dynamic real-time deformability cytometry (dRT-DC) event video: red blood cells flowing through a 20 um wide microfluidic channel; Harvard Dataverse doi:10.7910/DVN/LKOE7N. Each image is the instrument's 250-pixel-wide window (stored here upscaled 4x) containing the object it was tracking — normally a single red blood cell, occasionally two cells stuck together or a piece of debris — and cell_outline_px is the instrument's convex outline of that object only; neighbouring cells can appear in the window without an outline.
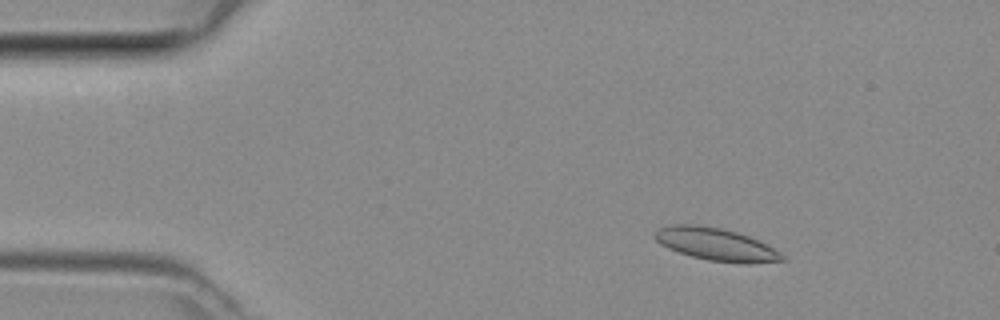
{"species": "common noctule bat (a hibernating species)", "species_latin": "Nyctalus noctula", "temperature_condition": "room temperature", "stored_images_in_passage": 45, "camera_frame_rate_fps": 3000, "um_per_image_px": 0.085, "animal": {"sex": "female", "body_mass_g": 29.2, "forearm_length_mm": 56.3}, "frame": {"image": 1, "passage_image": 7, "time_ms": 2.0, "image_size_px": [1000, 320], "cell_outline_px": [[788, 260], [748, 264], [744, 264], [708, 260], [692, 256], [668, 248], [660, 244], [652, 236], [660, 228], [672, 224], [696, 224], [720, 228], [736, 232], [748, 236], [780, 252]], "centroid_in_image_um": [60.85, 20.77], "position_along_channel_um": 24.2, "area_um2": 23.99}}
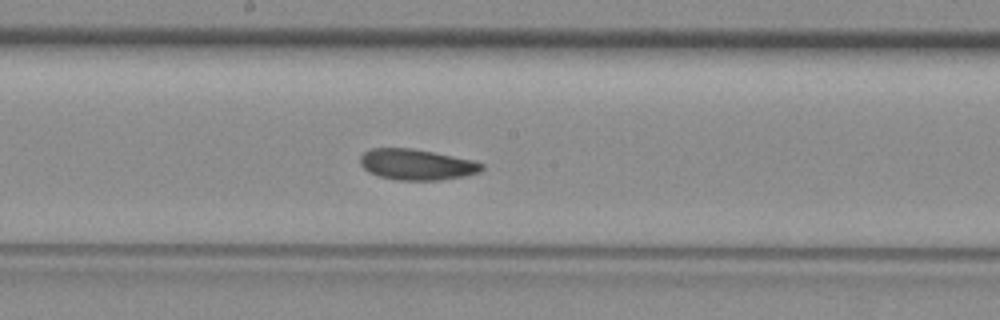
{"frame": {"image": 2, "passage_image": 25, "time_ms": 8.0, "image_size_px": [1000, 320], "cell_outline_px": [[484, 168], [480, 172], [464, 176], [440, 180], [396, 180], [380, 176], [368, 172], [360, 164], [360, 156], [368, 148], [412, 148], [472, 160], [484, 164]], "centroid_in_image_um": [35.39, 13.98], "position_along_channel_um": 212.8, "area_um2": 21.85}}
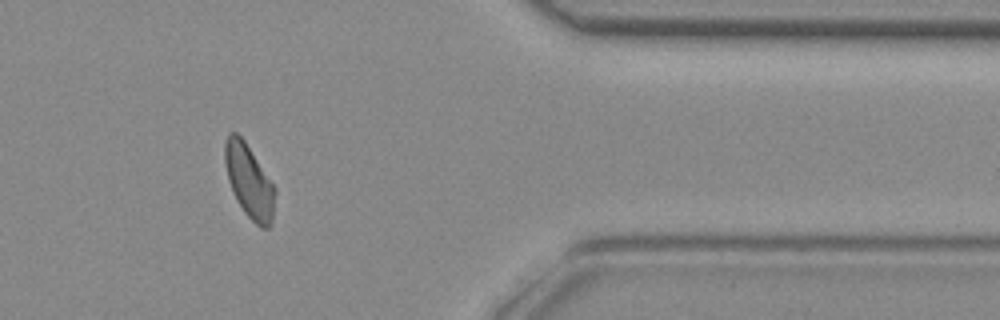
{"frame": {"image": 3, "passage_image": 39, "time_ms": 12.667, "image_size_px": [1000, 320], "cell_outline_px": [[276, 192], [272, 224], [268, 228], [260, 228], [244, 212], [236, 200], [228, 180], [224, 160], [224, 140], [228, 132], [236, 132], [244, 140], [276, 188]], "centroid_in_image_um": [21.17, 15.4], "position_along_channel_um": 390.2, "area_um2": 21.62}}